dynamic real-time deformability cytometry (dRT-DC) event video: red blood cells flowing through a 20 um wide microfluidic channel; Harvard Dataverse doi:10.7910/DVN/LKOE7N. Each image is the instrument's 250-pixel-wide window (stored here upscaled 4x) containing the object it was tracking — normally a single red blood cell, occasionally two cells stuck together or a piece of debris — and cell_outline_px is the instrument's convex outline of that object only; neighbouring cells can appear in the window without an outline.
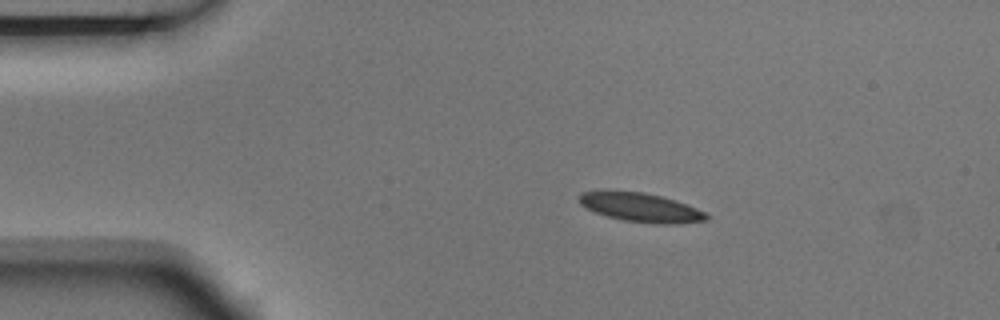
{"species": "Egyptian fruit bat (a non-hibernating species)", "species_latin": "Rousettus aegyptiacus", "temperature_condition": "room temperature", "stored_images_in_passage": 5, "camera_frame_rate_fps": 3000, "um_per_image_px": 0.085, "animal": {"sex": "male"}, "frame": {"image": 1, "passage_image": 1, "time_ms": 0.0, "image_size_px": [1000, 320], "cell_outline_px": [[708, 220], [676, 224], [656, 224], [624, 220], [608, 216], [596, 212], [580, 204], [580, 192], [604, 188], [612, 188], [644, 192], [676, 200], [696, 208], [704, 212], [708, 216]], "centroid_in_image_um": [54.41, 17.58], "position_along_channel_um": 30.6, "area_um2": 21.96}}
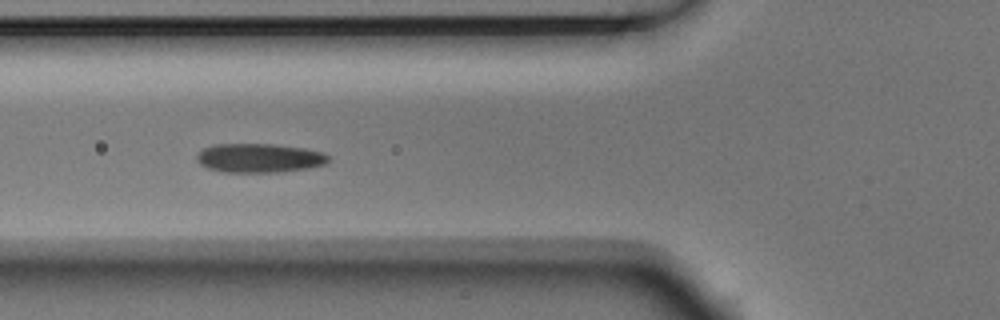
{"frame": {"image": 2, "passage_image": 4, "time_ms": 1.0, "image_size_px": [1000, 320], "cell_outline_px": [[328, 160], [324, 164], [308, 168], [284, 172], [224, 172], [208, 168], [200, 164], [196, 160], [196, 156], [204, 148], [216, 144], [272, 144], [304, 148], [324, 152], [328, 156]], "centroid_in_image_um": [22.04, 13.43], "position_along_channel_um": 103.8, "area_um2": 22.25}}
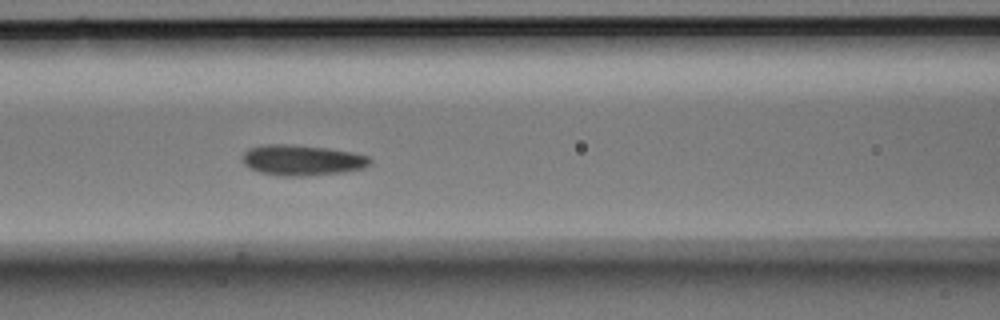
{"frame": {"image": 3, "passage_image": 5, "time_ms": 1.333, "image_size_px": [1000, 320], "cell_outline_px": [[372, 164], [364, 168], [344, 172], [308, 176], [280, 176], [260, 172], [244, 164], [244, 152], [248, 148], [264, 144], [292, 144], [328, 148], [352, 152], [368, 156], [372, 160]], "centroid_in_image_um": [25.72, 13.61], "position_along_channel_um": 140.9, "area_um2": 22.89}}